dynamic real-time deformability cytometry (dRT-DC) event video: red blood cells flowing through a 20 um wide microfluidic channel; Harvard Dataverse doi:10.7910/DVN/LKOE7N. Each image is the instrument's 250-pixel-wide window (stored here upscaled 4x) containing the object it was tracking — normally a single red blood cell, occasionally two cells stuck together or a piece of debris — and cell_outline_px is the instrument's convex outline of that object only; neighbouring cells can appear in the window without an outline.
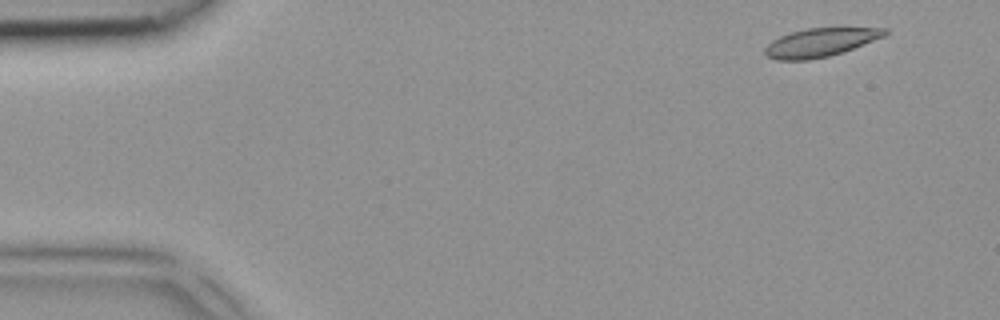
{"species": "common noctule bat (a hibernating species)", "species_latin": "Nyctalus noctula", "temperature_condition": "room temperature", "stored_images_in_passage": 3, "camera_frame_rate_fps": 3000, "um_per_image_px": 0.085, "animal": {"sex": "female", "body_mass_g": 18.4}, "frame": {"image": 1, "passage_image": 1, "time_ms": 0.0, "image_size_px": [1000, 320], "cell_outline_px": [[888, 32], [884, 36], [844, 52], [828, 56], [808, 60], [776, 60], [768, 56], [764, 52], [764, 48], [772, 40], [780, 36], [792, 32], [808, 28], [888, 28]], "centroid_in_image_um": [69.72, 3.61], "position_along_channel_um": 15.3, "area_um2": 19.77}}